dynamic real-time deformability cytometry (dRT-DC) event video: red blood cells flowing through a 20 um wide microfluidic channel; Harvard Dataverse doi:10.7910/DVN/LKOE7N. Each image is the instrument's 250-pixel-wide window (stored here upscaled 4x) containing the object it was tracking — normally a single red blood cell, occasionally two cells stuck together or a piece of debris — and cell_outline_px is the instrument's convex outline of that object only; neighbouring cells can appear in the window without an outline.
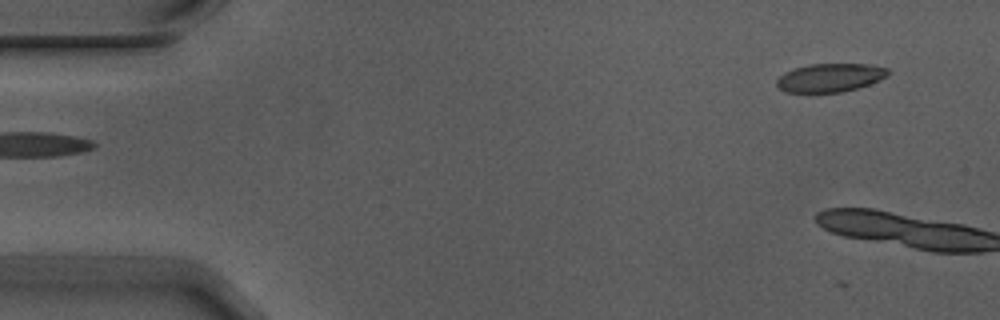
{"species": "Egyptian fruit bat (a non-hibernating species)", "species_latin": "Rousettus aegyptiacus", "temperature_condition": "warm", "stored_images_in_passage": 5, "segment_of_instrument_passage": [2, 2], "camera_frame_rate_fps": 3000, "um_per_image_px": 0.085, "animal": {"sex": "male"}, "frame": {"image": 1, "passage_image": 5, "time_ms": 1.333, "image_size_px": [1000, 320], "cell_outline_px": [[888, 76], [880, 80], [844, 92], [784, 92], [776, 84], [776, 80], [784, 72], [792, 68], [808, 64], [868, 64], [888, 68]], "centroid_in_image_um": [70.53, 6.59], "position_along_channel_um": 14.5, "area_um2": 18.5}}